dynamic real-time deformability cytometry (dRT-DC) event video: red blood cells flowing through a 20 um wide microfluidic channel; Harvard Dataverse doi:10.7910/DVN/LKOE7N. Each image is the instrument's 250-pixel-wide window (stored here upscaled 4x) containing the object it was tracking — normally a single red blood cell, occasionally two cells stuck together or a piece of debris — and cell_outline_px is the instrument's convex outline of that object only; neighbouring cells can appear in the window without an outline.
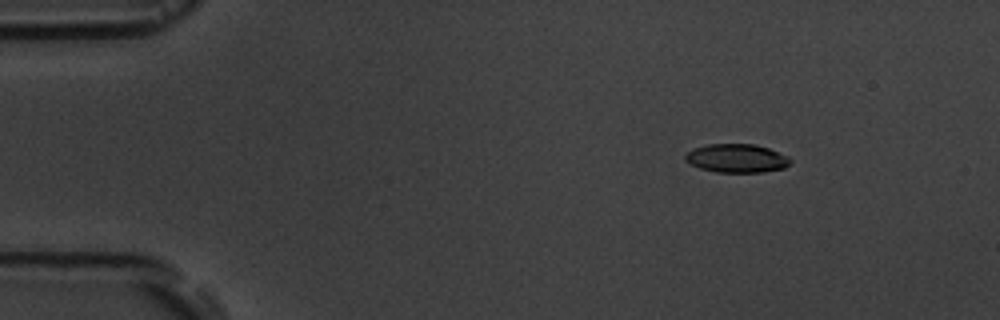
{"species": "common noctule bat (a hibernating species)", "species_latin": "Nyctalus noctula", "temperature_condition": "room temperature", "stored_images_in_passage": 6, "camera_frame_rate_fps": 3000, "um_per_image_px": 0.085, "animal": {"sex": "male", "body_mass_g": 19.5, "forearm_length_mm": 54.6}, "frame": {"image": 1, "passage_image": 1, "time_ms": 0.0, "image_size_px": [1000, 320], "cell_outline_px": [[792, 160], [784, 168], [764, 172], [716, 172], [700, 168], [684, 160], [684, 156], [692, 148], [708, 144], [752, 144], [768, 148], [788, 156]], "centroid_in_image_um": [62.61, 13.45], "position_along_channel_um": 22.4, "area_um2": 17.46}}
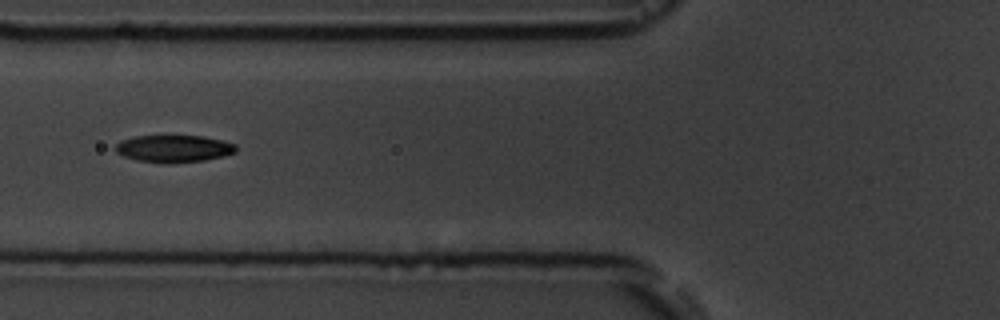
{"frame": {"image": 2, "passage_image": 5, "time_ms": 4.667, "image_size_px": [1000, 320], "cell_outline_px": [[236, 152], [224, 156], [204, 160], [136, 160], [124, 156], [116, 152], [116, 144], [120, 140], [136, 136], [204, 136], [224, 140], [236, 144]], "centroid_in_image_um": [14.82, 12.58], "position_along_channel_um": 111.0, "area_um2": 18.26}}
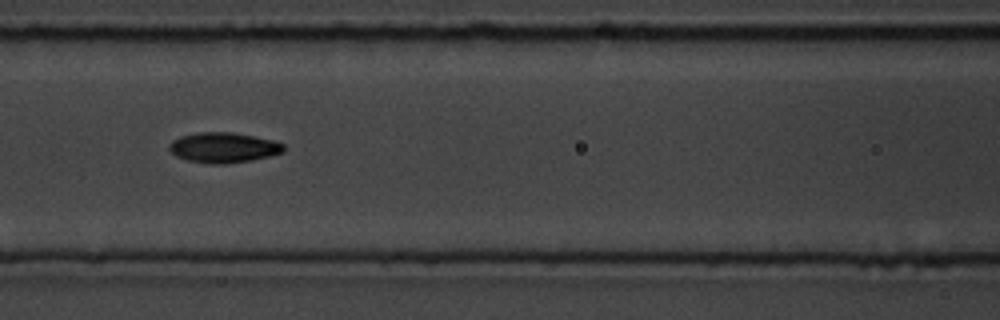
{"frame": {"image": 3, "passage_image": 6, "time_ms": 5.667, "image_size_px": [1000, 320], "cell_outline_px": [[284, 152], [252, 160], [224, 164], [208, 164], [188, 160], [176, 156], [168, 148], [168, 144], [172, 140], [180, 136], [200, 132], [232, 132], [272, 140], [284, 144]], "centroid_in_image_um": [18.97, 12.54], "position_along_channel_um": 147.6, "area_um2": 20.11}}